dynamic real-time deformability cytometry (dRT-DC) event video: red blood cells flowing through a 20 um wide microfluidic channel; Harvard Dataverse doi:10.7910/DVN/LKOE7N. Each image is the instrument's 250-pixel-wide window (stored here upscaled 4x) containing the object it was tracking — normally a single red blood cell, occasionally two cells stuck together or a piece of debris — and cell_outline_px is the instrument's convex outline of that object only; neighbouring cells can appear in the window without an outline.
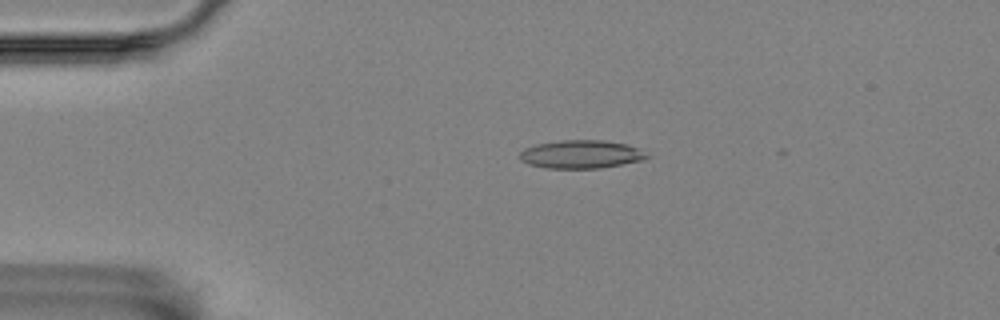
{"species": "Egyptian fruit bat (a non-hibernating species)", "species_latin": "Rousettus aegyptiacus", "temperature_condition": "room temperature", "stored_images_in_passage": 47, "camera_frame_rate_fps": 3000, "um_per_image_px": 0.085, "animal": {"sex": "female"}, "frame": {"image": 1, "passage_image": 9, "time_ms": 2.667, "image_size_px": [1000, 320], "cell_outline_px": [[648, 156], [644, 160], [600, 168], [548, 168], [528, 164], [520, 160], [520, 152], [524, 148], [536, 144], [560, 140], [604, 140], [628, 144], [636, 148]], "centroid_in_image_um": [49.35, 13.11], "position_along_channel_um": 35.6, "area_um2": 20.81}}
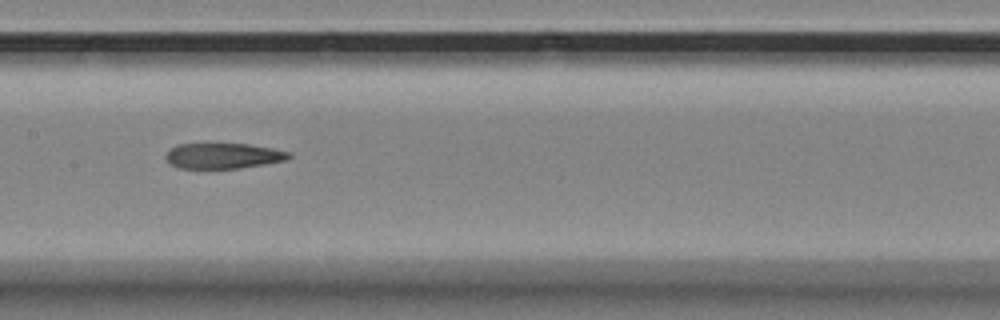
{"frame": {"image": 2, "passage_image": 25, "time_ms": 8.0, "image_size_px": [1000, 320], "cell_outline_px": [[292, 156], [284, 160], [264, 164], [240, 168], [180, 168], [168, 164], [164, 156], [176, 144], [248, 144], [272, 148], [292, 152]], "centroid_in_image_um": [18.96, 13.24], "position_along_channel_um": 188.4, "area_um2": 18.26}}
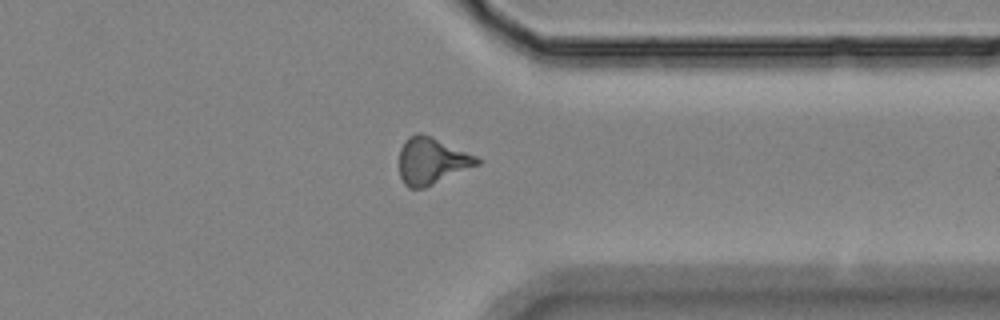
{"frame": {"image": 3, "passage_image": 41, "time_ms": 13.333, "image_size_px": [1000, 320], "cell_outline_px": [[480, 164], [424, 188], [408, 188], [404, 184], [400, 176], [400, 148], [404, 140], [408, 136], [416, 132], [420, 132], [432, 136], [476, 156], [480, 160]], "centroid_in_image_um": [36.67, 13.66], "position_along_channel_um": 374.7, "area_um2": 21.21}, "authors_computed_cell_mechanics": {"area_um2": 19.7098, "velocity_mm_per_s": 3.545, "shape_relaxation_time_tau1_ms": null, "shape_relaxation_time_tau2_ms": 8.0152, "deformation_change_tau1": null, "deformation_change_tau2": 0.2234}}